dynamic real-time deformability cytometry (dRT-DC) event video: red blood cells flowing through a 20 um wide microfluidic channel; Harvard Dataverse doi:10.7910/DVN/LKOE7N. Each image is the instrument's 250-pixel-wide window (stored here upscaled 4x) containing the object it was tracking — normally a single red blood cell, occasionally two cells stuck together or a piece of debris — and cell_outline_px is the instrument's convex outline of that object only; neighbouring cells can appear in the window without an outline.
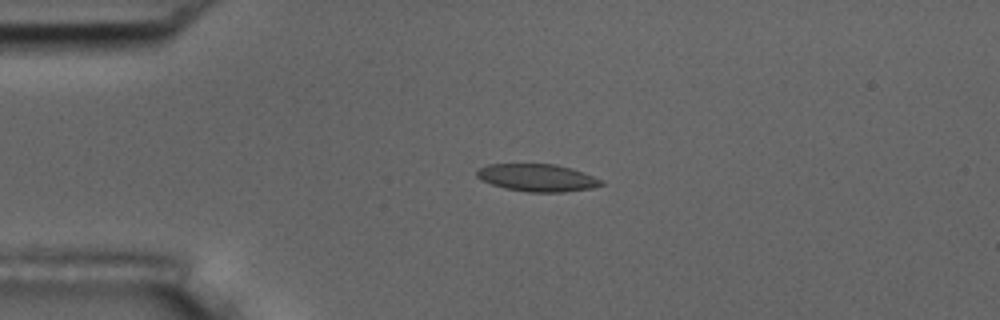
{"species": "common noctule bat (a hibernating species)", "species_latin": "Nyctalus noctula", "temperature_condition": "room temperature", "stored_images_in_passage": 5, "camera_frame_rate_fps": 3000, "um_per_image_px": 0.085, "animal": {"sex": "male", "body_mass_g": 17.5, "forearm_length_mm": 52.3}, "frame": {"image": 1, "passage_image": 4, "time_ms": 3.333, "image_size_px": [1000, 320], "cell_outline_px": [[604, 184], [592, 188], [564, 192], [528, 192], [504, 188], [480, 180], [476, 176], [476, 172], [480, 168], [488, 164], [556, 164], [572, 168], [584, 172], [604, 180]], "centroid_in_image_um": [45.7, 15.1], "position_along_channel_um": 39.3, "area_um2": 20.06}}